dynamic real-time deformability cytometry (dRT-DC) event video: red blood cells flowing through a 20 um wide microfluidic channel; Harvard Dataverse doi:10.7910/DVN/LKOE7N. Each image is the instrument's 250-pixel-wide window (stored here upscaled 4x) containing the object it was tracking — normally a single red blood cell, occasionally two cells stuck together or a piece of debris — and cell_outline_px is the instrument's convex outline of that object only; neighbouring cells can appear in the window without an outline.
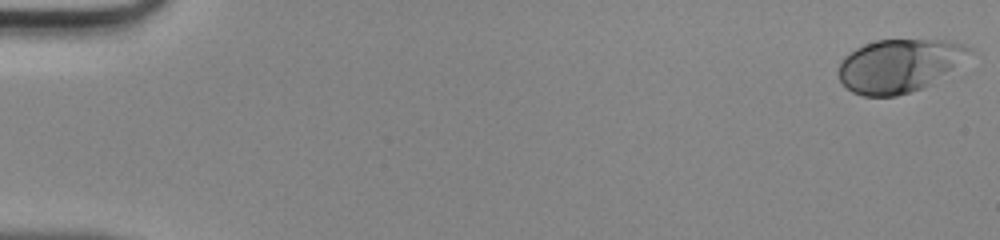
{"species": "human", "species_latin": "Homo sapiens", "temperature_condition": "room temperature", "stored_images_in_passage": 27, "camera_frame_rate_fps": 3000, "um_per_image_px": 0.085, "donor": {"sex": "male"}, "frame": {"image": 1, "passage_image": 1, "time_ms": 0.0, "image_size_px": [1000, 240], "cell_outline_px": [[972, 48], [948, 68], [928, 84], [920, 88], [896, 96], [864, 96], [852, 92], [840, 80], [836, 72], [844, 56], [856, 48], [864, 44], [876, 40], [948, 40], [964, 44]], "centroid_in_image_um": [76.27, 5.56], "position_along_channel_um": 8.7, "area_um2": 39.13}}
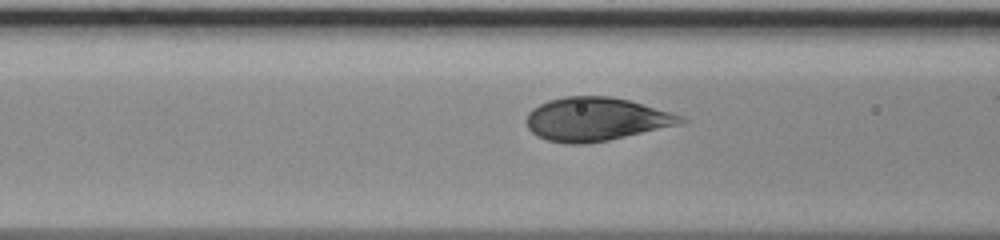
{"frame": {"image": 2, "passage_image": 20, "time_ms": 6.333, "image_size_px": [1000, 240], "cell_outline_px": [[688, 120], [684, 124], [608, 140], [584, 144], [564, 144], [548, 140], [536, 136], [528, 128], [524, 120], [528, 112], [532, 108], [548, 100], [564, 96], [608, 96], [628, 100], [684, 116]], "centroid_in_image_um": [50.64, 10.14], "position_along_channel_um": 116.0, "area_um2": 39.36}}
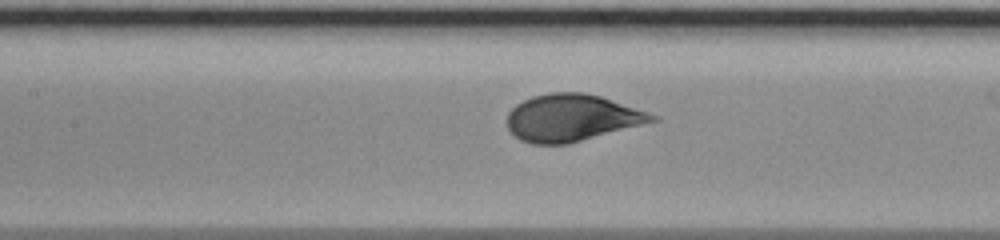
{"frame": {"image": 3, "passage_image": 23, "time_ms": 7.333, "image_size_px": [1000, 240], "cell_outline_px": [[660, 120], [568, 144], [532, 144], [520, 140], [508, 128], [508, 112], [516, 104], [532, 96], [548, 92], [584, 92], [600, 96], [648, 112], [656, 116]], "centroid_in_image_um": [48.59, 10.01], "position_along_channel_um": 158.8, "area_um2": 39.59}}